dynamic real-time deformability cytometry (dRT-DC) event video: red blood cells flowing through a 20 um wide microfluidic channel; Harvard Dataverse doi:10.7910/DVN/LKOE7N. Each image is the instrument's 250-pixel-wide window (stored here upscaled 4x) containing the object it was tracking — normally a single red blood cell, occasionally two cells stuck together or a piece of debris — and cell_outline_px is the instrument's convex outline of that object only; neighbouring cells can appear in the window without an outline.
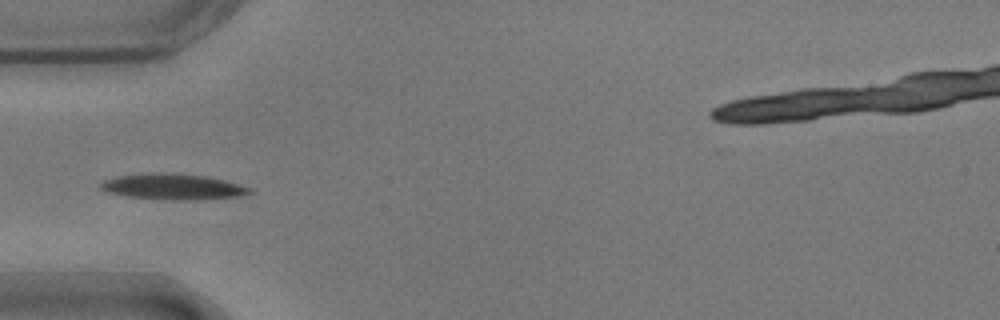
{"species": "common noctule bat (a hibernating species)", "species_latin": "Nyctalus noctula", "temperature_condition": "warm", "stored_images_in_passage": 3, "camera_frame_rate_fps": 3000, "um_per_image_px": 0.085, "animal": {"sex": "male", "body_mass_g": 17.9}, "frame": {"image": 1, "passage_image": 1, "time_ms": 0.0, "image_size_px": [1000, 320], "cell_outline_px": [[252, 192], [240, 196], [192, 200], [180, 200], [128, 196], [108, 192], [100, 188], [100, 184], [104, 180], [116, 176], [160, 172], [204, 176], [252, 188]], "centroid_in_image_um": [14.67, 15.87], "position_along_channel_um": 70.3, "area_um2": 21.79}}